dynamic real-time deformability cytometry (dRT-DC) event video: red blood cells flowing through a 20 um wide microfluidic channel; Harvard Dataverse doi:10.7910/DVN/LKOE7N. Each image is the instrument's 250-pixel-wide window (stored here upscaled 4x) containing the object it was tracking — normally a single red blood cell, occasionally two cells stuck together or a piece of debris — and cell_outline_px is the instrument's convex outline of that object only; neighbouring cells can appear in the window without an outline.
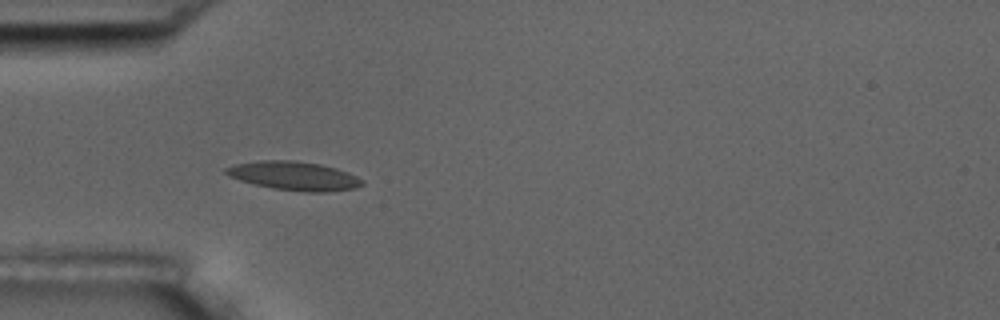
{"species": "common noctule bat (a hibernating species)", "species_latin": "Nyctalus noctula", "temperature_condition": "room temperature", "stored_images_in_passage": 6, "camera_frame_rate_fps": 3000, "um_per_image_px": 0.085, "animal": {"sex": "male", "body_mass_g": 17.5, "forearm_length_mm": 52.3}, "frame": {"image": 1, "passage_image": 5, "time_ms": 1.333, "image_size_px": [1000, 320], "cell_outline_px": [[364, 184], [356, 188], [328, 192], [308, 192], [272, 188], [252, 184], [228, 176], [224, 172], [224, 168], [236, 164], [260, 160], [296, 160], [320, 164], [336, 168], [348, 172], [364, 180]], "centroid_in_image_um": [25.0, 14.95], "position_along_channel_um": 60.0, "area_um2": 23.0}}